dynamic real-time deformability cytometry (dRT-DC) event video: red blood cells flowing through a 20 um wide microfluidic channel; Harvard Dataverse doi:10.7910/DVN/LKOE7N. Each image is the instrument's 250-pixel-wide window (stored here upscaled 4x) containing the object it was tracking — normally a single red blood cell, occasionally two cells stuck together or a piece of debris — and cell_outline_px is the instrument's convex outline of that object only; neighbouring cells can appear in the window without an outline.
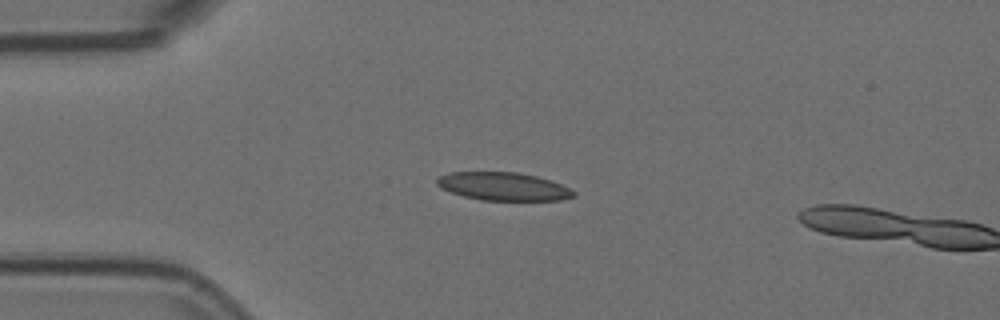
{"species": "Egyptian fruit bat (a non-hibernating species)", "species_latin": "Rousettus aegyptiacus", "temperature_condition": "room temperature", "stored_images_in_passage": 4, "camera_frame_rate_fps": 3000, "um_per_image_px": 0.085, "animal": {"sex": "female"}, "frame": {"image": 1, "passage_image": 3, "time_ms": 0.667, "image_size_px": [1000, 320], "cell_outline_px": [[576, 196], [560, 200], [480, 200], [464, 196], [440, 188], [436, 184], [436, 180], [440, 176], [448, 172], [516, 172], [536, 176], [560, 184], [576, 192]], "centroid_in_image_um": [42.76, 15.84], "position_along_channel_um": 42.2, "area_um2": 22.25}}